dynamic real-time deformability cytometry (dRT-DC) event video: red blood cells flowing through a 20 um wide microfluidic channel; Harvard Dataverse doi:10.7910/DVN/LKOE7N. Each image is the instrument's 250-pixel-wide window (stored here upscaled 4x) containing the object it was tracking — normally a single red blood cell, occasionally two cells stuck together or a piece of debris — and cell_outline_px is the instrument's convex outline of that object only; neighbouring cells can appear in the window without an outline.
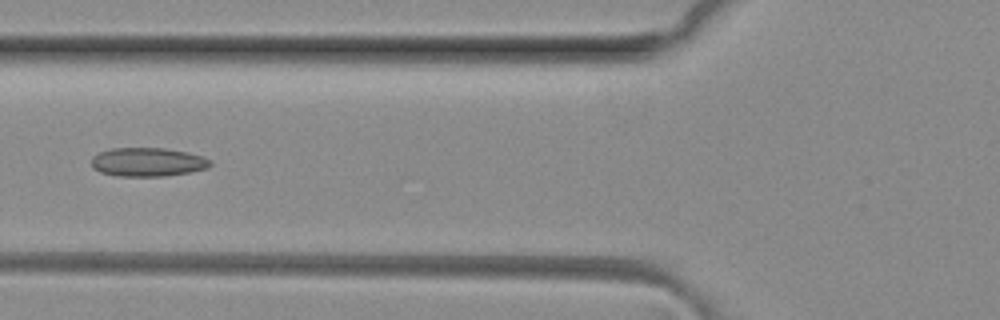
{"species": "common noctule bat (a hibernating species)", "species_latin": "Nyctalus noctula", "temperature_condition": "room temperature", "stored_images_in_passage": 7, "camera_frame_rate_fps": 3000, "um_per_image_px": 0.085, "animal": {"sex": "female", "body_mass_g": 29.2, "forearm_length_mm": 56.3}, "frame": {"image": 1, "passage_image": 6, "time_ms": 1.667, "image_size_px": [1000, 320], "cell_outline_px": [[212, 164], [208, 168], [188, 172], [164, 176], [116, 176], [100, 172], [92, 168], [92, 156], [100, 152], [112, 148], [164, 148], [188, 152], [204, 156], [212, 160]], "centroid_in_image_um": [12.57, 13.77], "position_along_channel_um": 113.2, "area_um2": 20.06}}
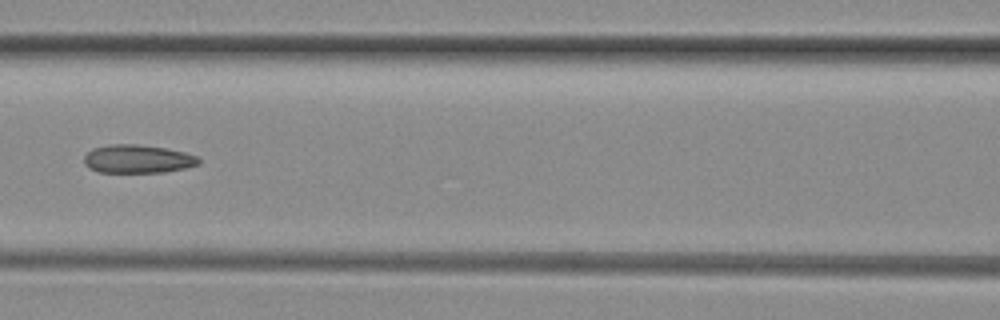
{"frame": {"image": 2, "passage_image": 7, "time_ms": 2.0, "image_size_px": [1000, 320], "cell_outline_px": [[200, 164], [184, 168], [164, 172], [96, 172], [88, 168], [84, 164], [84, 156], [92, 148], [108, 144], [136, 144], [164, 148], [184, 152], [196, 156], [200, 160]], "centroid_in_image_um": [11.65, 13.51], "position_along_channel_um": 154.9, "area_um2": 18.96}}